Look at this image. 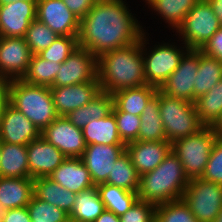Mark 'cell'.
Instances as JSON below:
<instances>
[{
    "label": "cell",
    "mask_w": 222,
    "mask_h": 222,
    "mask_svg": "<svg viewBox=\"0 0 222 222\" xmlns=\"http://www.w3.org/2000/svg\"><path fill=\"white\" fill-rule=\"evenodd\" d=\"M129 7L127 0H97L80 20L78 46L98 58L138 42L147 27Z\"/></svg>",
    "instance_id": "6da1fadb"
},
{
    "label": "cell",
    "mask_w": 222,
    "mask_h": 222,
    "mask_svg": "<svg viewBox=\"0 0 222 222\" xmlns=\"http://www.w3.org/2000/svg\"><path fill=\"white\" fill-rule=\"evenodd\" d=\"M97 79L101 91H117L147 84L141 39L124 48L111 50L98 57Z\"/></svg>",
    "instance_id": "7a4b0ae2"
},
{
    "label": "cell",
    "mask_w": 222,
    "mask_h": 222,
    "mask_svg": "<svg viewBox=\"0 0 222 222\" xmlns=\"http://www.w3.org/2000/svg\"><path fill=\"white\" fill-rule=\"evenodd\" d=\"M188 182L182 163L171 150L154 170L140 176L138 200L157 206L182 199Z\"/></svg>",
    "instance_id": "3957f363"
},
{
    "label": "cell",
    "mask_w": 222,
    "mask_h": 222,
    "mask_svg": "<svg viewBox=\"0 0 222 222\" xmlns=\"http://www.w3.org/2000/svg\"><path fill=\"white\" fill-rule=\"evenodd\" d=\"M7 83L8 103L30 120L40 132L59 116L50 87L29 84L22 79Z\"/></svg>",
    "instance_id": "277c9868"
},
{
    "label": "cell",
    "mask_w": 222,
    "mask_h": 222,
    "mask_svg": "<svg viewBox=\"0 0 222 222\" xmlns=\"http://www.w3.org/2000/svg\"><path fill=\"white\" fill-rule=\"evenodd\" d=\"M149 35L145 31L141 37L144 73L147 85L155 86L159 89L177 69L181 58L189 48L177 40V38L174 40L171 38L167 42L160 40L161 42L156 41L155 43V41L149 40L151 37Z\"/></svg>",
    "instance_id": "5b68a950"
},
{
    "label": "cell",
    "mask_w": 222,
    "mask_h": 222,
    "mask_svg": "<svg viewBox=\"0 0 222 222\" xmlns=\"http://www.w3.org/2000/svg\"><path fill=\"white\" fill-rule=\"evenodd\" d=\"M218 136L212 126H204L198 132L171 143V150L182 163L188 179L201 178Z\"/></svg>",
    "instance_id": "8992f818"
},
{
    "label": "cell",
    "mask_w": 222,
    "mask_h": 222,
    "mask_svg": "<svg viewBox=\"0 0 222 222\" xmlns=\"http://www.w3.org/2000/svg\"><path fill=\"white\" fill-rule=\"evenodd\" d=\"M159 109L166 140L170 143L194 134L205 126L198 117L194 103L166 96L160 91Z\"/></svg>",
    "instance_id": "52a82bcc"
},
{
    "label": "cell",
    "mask_w": 222,
    "mask_h": 222,
    "mask_svg": "<svg viewBox=\"0 0 222 222\" xmlns=\"http://www.w3.org/2000/svg\"><path fill=\"white\" fill-rule=\"evenodd\" d=\"M219 28V20L211 5L207 0H199L171 35L189 49L200 50Z\"/></svg>",
    "instance_id": "ba28073f"
},
{
    "label": "cell",
    "mask_w": 222,
    "mask_h": 222,
    "mask_svg": "<svg viewBox=\"0 0 222 222\" xmlns=\"http://www.w3.org/2000/svg\"><path fill=\"white\" fill-rule=\"evenodd\" d=\"M182 199L198 222H213L222 209V185L189 179Z\"/></svg>",
    "instance_id": "9c48e42d"
},
{
    "label": "cell",
    "mask_w": 222,
    "mask_h": 222,
    "mask_svg": "<svg viewBox=\"0 0 222 222\" xmlns=\"http://www.w3.org/2000/svg\"><path fill=\"white\" fill-rule=\"evenodd\" d=\"M200 63V50L189 49L181 58L177 69L158 89L172 98L194 103V81Z\"/></svg>",
    "instance_id": "30bf717a"
},
{
    "label": "cell",
    "mask_w": 222,
    "mask_h": 222,
    "mask_svg": "<svg viewBox=\"0 0 222 222\" xmlns=\"http://www.w3.org/2000/svg\"><path fill=\"white\" fill-rule=\"evenodd\" d=\"M98 58L85 48L77 47L55 76L51 87L70 86L97 79Z\"/></svg>",
    "instance_id": "8fae6325"
},
{
    "label": "cell",
    "mask_w": 222,
    "mask_h": 222,
    "mask_svg": "<svg viewBox=\"0 0 222 222\" xmlns=\"http://www.w3.org/2000/svg\"><path fill=\"white\" fill-rule=\"evenodd\" d=\"M32 55L24 38L0 36V81L22 79Z\"/></svg>",
    "instance_id": "7c38bea8"
},
{
    "label": "cell",
    "mask_w": 222,
    "mask_h": 222,
    "mask_svg": "<svg viewBox=\"0 0 222 222\" xmlns=\"http://www.w3.org/2000/svg\"><path fill=\"white\" fill-rule=\"evenodd\" d=\"M41 136L68 158H81L87 146L82 129L72 124L65 116H58L41 132Z\"/></svg>",
    "instance_id": "4fadbf2b"
},
{
    "label": "cell",
    "mask_w": 222,
    "mask_h": 222,
    "mask_svg": "<svg viewBox=\"0 0 222 222\" xmlns=\"http://www.w3.org/2000/svg\"><path fill=\"white\" fill-rule=\"evenodd\" d=\"M36 18L58 36H78L80 19L64 0H37Z\"/></svg>",
    "instance_id": "5bb4252c"
},
{
    "label": "cell",
    "mask_w": 222,
    "mask_h": 222,
    "mask_svg": "<svg viewBox=\"0 0 222 222\" xmlns=\"http://www.w3.org/2000/svg\"><path fill=\"white\" fill-rule=\"evenodd\" d=\"M37 0H18L0 5V36L24 38L36 19Z\"/></svg>",
    "instance_id": "9a60e30c"
},
{
    "label": "cell",
    "mask_w": 222,
    "mask_h": 222,
    "mask_svg": "<svg viewBox=\"0 0 222 222\" xmlns=\"http://www.w3.org/2000/svg\"><path fill=\"white\" fill-rule=\"evenodd\" d=\"M126 151V144L87 145L81 159L95 186L105 183L113 169L115 161Z\"/></svg>",
    "instance_id": "2e32d148"
},
{
    "label": "cell",
    "mask_w": 222,
    "mask_h": 222,
    "mask_svg": "<svg viewBox=\"0 0 222 222\" xmlns=\"http://www.w3.org/2000/svg\"><path fill=\"white\" fill-rule=\"evenodd\" d=\"M50 91L59 116H66L73 110L83 107L100 92L98 79L70 86L50 87Z\"/></svg>",
    "instance_id": "e0dca14e"
},
{
    "label": "cell",
    "mask_w": 222,
    "mask_h": 222,
    "mask_svg": "<svg viewBox=\"0 0 222 222\" xmlns=\"http://www.w3.org/2000/svg\"><path fill=\"white\" fill-rule=\"evenodd\" d=\"M41 132L20 111L9 103L0 120V140L4 143L28 145L38 139Z\"/></svg>",
    "instance_id": "ac0fdd59"
},
{
    "label": "cell",
    "mask_w": 222,
    "mask_h": 222,
    "mask_svg": "<svg viewBox=\"0 0 222 222\" xmlns=\"http://www.w3.org/2000/svg\"><path fill=\"white\" fill-rule=\"evenodd\" d=\"M67 157L42 136L27 145L30 178L50 176Z\"/></svg>",
    "instance_id": "d6986e66"
},
{
    "label": "cell",
    "mask_w": 222,
    "mask_h": 222,
    "mask_svg": "<svg viewBox=\"0 0 222 222\" xmlns=\"http://www.w3.org/2000/svg\"><path fill=\"white\" fill-rule=\"evenodd\" d=\"M171 151V143L165 141H132L126 144L132 164L139 176L154 170Z\"/></svg>",
    "instance_id": "ffe728a7"
},
{
    "label": "cell",
    "mask_w": 222,
    "mask_h": 222,
    "mask_svg": "<svg viewBox=\"0 0 222 222\" xmlns=\"http://www.w3.org/2000/svg\"><path fill=\"white\" fill-rule=\"evenodd\" d=\"M48 178L76 194L96 187L81 158L67 157Z\"/></svg>",
    "instance_id": "44dd1931"
},
{
    "label": "cell",
    "mask_w": 222,
    "mask_h": 222,
    "mask_svg": "<svg viewBox=\"0 0 222 222\" xmlns=\"http://www.w3.org/2000/svg\"><path fill=\"white\" fill-rule=\"evenodd\" d=\"M146 3L145 8L150 10V14L157 20L161 19L167 25L165 28L172 30L174 33L176 29L182 24L186 14L193 8L199 0H142ZM148 5V6H147ZM154 13V14H153ZM170 28V29H169Z\"/></svg>",
    "instance_id": "7402d4cb"
},
{
    "label": "cell",
    "mask_w": 222,
    "mask_h": 222,
    "mask_svg": "<svg viewBox=\"0 0 222 222\" xmlns=\"http://www.w3.org/2000/svg\"><path fill=\"white\" fill-rule=\"evenodd\" d=\"M34 196V179L0 176V203L8 209L26 207Z\"/></svg>",
    "instance_id": "603a6c76"
},
{
    "label": "cell",
    "mask_w": 222,
    "mask_h": 222,
    "mask_svg": "<svg viewBox=\"0 0 222 222\" xmlns=\"http://www.w3.org/2000/svg\"><path fill=\"white\" fill-rule=\"evenodd\" d=\"M158 88L151 85L123 89L113 93L112 112H126L140 116L149 100L157 93Z\"/></svg>",
    "instance_id": "cb8c5ba5"
},
{
    "label": "cell",
    "mask_w": 222,
    "mask_h": 222,
    "mask_svg": "<svg viewBox=\"0 0 222 222\" xmlns=\"http://www.w3.org/2000/svg\"><path fill=\"white\" fill-rule=\"evenodd\" d=\"M0 176L10 178H30L27 145L2 142Z\"/></svg>",
    "instance_id": "d4e9b609"
},
{
    "label": "cell",
    "mask_w": 222,
    "mask_h": 222,
    "mask_svg": "<svg viewBox=\"0 0 222 222\" xmlns=\"http://www.w3.org/2000/svg\"><path fill=\"white\" fill-rule=\"evenodd\" d=\"M34 195L40 200L59 207L69 215L74 208L77 196L75 192L65 189L48 177L34 179Z\"/></svg>",
    "instance_id": "484cf974"
},
{
    "label": "cell",
    "mask_w": 222,
    "mask_h": 222,
    "mask_svg": "<svg viewBox=\"0 0 222 222\" xmlns=\"http://www.w3.org/2000/svg\"><path fill=\"white\" fill-rule=\"evenodd\" d=\"M113 95L101 91L94 99L83 107H79L70 112L65 117L76 127L83 128L94 119H101L112 112Z\"/></svg>",
    "instance_id": "4316f807"
},
{
    "label": "cell",
    "mask_w": 222,
    "mask_h": 222,
    "mask_svg": "<svg viewBox=\"0 0 222 222\" xmlns=\"http://www.w3.org/2000/svg\"><path fill=\"white\" fill-rule=\"evenodd\" d=\"M86 145L91 144H125L118 133L113 112L101 119H94L82 128Z\"/></svg>",
    "instance_id": "83f0119b"
},
{
    "label": "cell",
    "mask_w": 222,
    "mask_h": 222,
    "mask_svg": "<svg viewBox=\"0 0 222 222\" xmlns=\"http://www.w3.org/2000/svg\"><path fill=\"white\" fill-rule=\"evenodd\" d=\"M138 141H165L166 135L160 117L159 90L149 100L140 115Z\"/></svg>",
    "instance_id": "f1b7e54d"
},
{
    "label": "cell",
    "mask_w": 222,
    "mask_h": 222,
    "mask_svg": "<svg viewBox=\"0 0 222 222\" xmlns=\"http://www.w3.org/2000/svg\"><path fill=\"white\" fill-rule=\"evenodd\" d=\"M105 210L96 187L77 193L69 219L75 222H94Z\"/></svg>",
    "instance_id": "f546056e"
},
{
    "label": "cell",
    "mask_w": 222,
    "mask_h": 222,
    "mask_svg": "<svg viewBox=\"0 0 222 222\" xmlns=\"http://www.w3.org/2000/svg\"><path fill=\"white\" fill-rule=\"evenodd\" d=\"M96 188L105 210L113 212L119 217L125 214L138 200L137 192L127 191L114 185L102 183L98 184Z\"/></svg>",
    "instance_id": "4dcf8cb0"
},
{
    "label": "cell",
    "mask_w": 222,
    "mask_h": 222,
    "mask_svg": "<svg viewBox=\"0 0 222 222\" xmlns=\"http://www.w3.org/2000/svg\"><path fill=\"white\" fill-rule=\"evenodd\" d=\"M194 81V102L222 79V61L200 51V63Z\"/></svg>",
    "instance_id": "1f68e13d"
},
{
    "label": "cell",
    "mask_w": 222,
    "mask_h": 222,
    "mask_svg": "<svg viewBox=\"0 0 222 222\" xmlns=\"http://www.w3.org/2000/svg\"><path fill=\"white\" fill-rule=\"evenodd\" d=\"M194 104L200 121L205 126H213L222 115V79Z\"/></svg>",
    "instance_id": "d6a6232c"
},
{
    "label": "cell",
    "mask_w": 222,
    "mask_h": 222,
    "mask_svg": "<svg viewBox=\"0 0 222 222\" xmlns=\"http://www.w3.org/2000/svg\"><path fill=\"white\" fill-rule=\"evenodd\" d=\"M140 176L137 173L129 154L125 151L115 161L105 183L123 188L127 191L138 192Z\"/></svg>",
    "instance_id": "836d02e7"
},
{
    "label": "cell",
    "mask_w": 222,
    "mask_h": 222,
    "mask_svg": "<svg viewBox=\"0 0 222 222\" xmlns=\"http://www.w3.org/2000/svg\"><path fill=\"white\" fill-rule=\"evenodd\" d=\"M60 67L61 63L51 62L33 54L22 80L33 85L51 87Z\"/></svg>",
    "instance_id": "e575fe53"
},
{
    "label": "cell",
    "mask_w": 222,
    "mask_h": 222,
    "mask_svg": "<svg viewBox=\"0 0 222 222\" xmlns=\"http://www.w3.org/2000/svg\"><path fill=\"white\" fill-rule=\"evenodd\" d=\"M31 222H69V214L35 195L27 205Z\"/></svg>",
    "instance_id": "d590c367"
},
{
    "label": "cell",
    "mask_w": 222,
    "mask_h": 222,
    "mask_svg": "<svg viewBox=\"0 0 222 222\" xmlns=\"http://www.w3.org/2000/svg\"><path fill=\"white\" fill-rule=\"evenodd\" d=\"M155 222H198L183 199L157 205Z\"/></svg>",
    "instance_id": "8d00e7d4"
},
{
    "label": "cell",
    "mask_w": 222,
    "mask_h": 222,
    "mask_svg": "<svg viewBox=\"0 0 222 222\" xmlns=\"http://www.w3.org/2000/svg\"><path fill=\"white\" fill-rule=\"evenodd\" d=\"M57 37V34H55L47 25L40 22L36 18L30 23L24 39L32 54H38L39 52L50 47Z\"/></svg>",
    "instance_id": "74e56055"
},
{
    "label": "cell",
    "mask_w": 222,
    "mask_h": 222,
    "mask_svg": "<svg viewBox=\"0 0 222 222\" xmlns=\"http://www.w3.org/2000/svg\"><path fill=\"white\" fill-rule=\"evenodd\" d=\"M78 47V36H58L50 47L37 55L51 62L64 63Z\"/></svg>",
    "instance_id": "f35d334b"
},
{
    "label": "cell",
    "mask_w": 222,
    "mask_h": 222,
    "mask_svg": "<svg viewBox=\"0 0 222 222\" xmlns=\"http://www.w3.org/2000/svg\"><path fill=\"white\" fill-rule=\"evenodd\" d=\"M115 115L117 129L121 140L127 144L138 140L140 128V116L131 115L126 112H113Z\"/></svg>",
    "instance_id": "ab89813d"
},
{
    "label": "cell",
    "mask_w": 222,
    "mask_h": 222,
    "mask_svg": "<svg viewBox=\"0 0 222 222\" xmlns=\"http://www.w3.org/2000/svg\"><path fill=\"white\" fill-rule=\"evenodd\" d=\"M201 178L222 185V136H218L210 152L205 171Z\"/></svg>",
    "instance_id": "60d3db41"
},
{
    "label": "cell",
    "mask_w": 222,
    "mask_h": 222,
    "mask_svg": "<svg viewBox=\"0 0 222 222\" xmlns=\"http://www.w3.org/2000/svg\"><path fill=\"white\" fill-rule=\"evenodd\" d=\"M154 204L137 200L131 208L122 216L121 222H155Z\"/></svg>",
    "instance_id": "b9f144b4"
},
{
    "label": "cell",
    "mask_w": 222,
    "mask_h": 222,
    "mask_svg": "<svg viewBox=\"0 0 222 222\" xmlns=\"http://www.w3.org/2000/svg\"><path fill=\"white\" fill-rule=\"evenodd\" d=\"M204 54L222 61V27L200 49Z\"/></svg>",
    "instance_id": "7bdbcfd3"
},
{
    "label": "cell",
    "mask_w": 222,
    "mask_h": 222,
    "mask_svg": "<svg viewBox=\"0 0 222 222\" xmlns=\"http://www.w3.org/2000/svg\"><path fill=\"white\" fill-rule=\"evenodd\" d=\"M97 0H64V3L80 20L90 11Z\"/></svg>",
    "instance_id": "ee69618b"
},
{
    "label": "cell",
    "mask_w": 222,
    "mask_h": 222,
    "mask_svg": "<svg viewBox=\"0 0 222 222\" xmlns=\"http://www.w3.org/2000/svg\"><path fill=\"white\" fill-rule=\"evenodd\" d=\"M3 222H31L27 206L22 208L8 209L7 215Z\"/></svg>",
    "instance_id": "f6af8a7d"
},
{
    "label": "cell",
    "mask_w": 222,
    "mask_h": 222,
    "mask_svg": "<svg viewBox=\"0 0 222 222\" xmlns=\"http://www.w3.org/2000/svg\"><path fill=\"white\" fill-rule=\"evenodd\" d=\"M8 104V83L7 81H0V120L4 108Z\"/></svg>",
    "instance_id": "bcb514c9"
},
{
    "label": "cell",
    "mask_w": 222,
    "mask_h": 222,
    "mask_svg": "<svg viewBox=\"0 0 222 222\" xmlns=\"http://www.w3.org/2000/svg\"><path fill=\"white\" fill-rule=\"evenodd\" d=\"M94 222H121L120 217L110 212L108 210H104Z\"/></svg>",
    "instance_id": "7dc6e473"
},
{
    "label": "cell",
    "mask_w": 222,
    "mask_h": 222,
    "mask_svg": "<svg viewBox=\"0 0 222 222\" xmlns=\"http://www.w3.org/2000/svg\"><path fill=\"white\" fill-rule=\"evenodd\" d=\"M211 5L213 12L219 20V25L222 27V0H207Z\"/></svg>",
    "instance_id": "c3c4849f"
},
{
    "label": "cell",
    "mask_w": 222,
    "mask_h": 222,
    "mask_svg": "<svg viewBox=\"0 0 222 222\" xmlns=\"http://www.w3.org/2000/svg\"><path fill=\"white\" fill-rule=\"evenodd\" d=\"M212 128L220 135L222 136V115L218 119V121L212 126Z\"/></svg>",
    "instance_id": "681fc988"
},
{
    "label": "cell",
    "mask_w": 222,
    "mask_h": 222,
    "mask_svg": "<svg viewBox=\"0 0 222 222\" xmlns=\"http://www.w3.org/2000/svg\"><path fill=\"white\" fill-rule=\"evenodd\" d=\"M7 215V209L5 208L4 205H2L0 203V222H3L4 218L6 217Z\"/></svg>",
    "instance_id": "f907efd6"
},
{
    "label": "cell",
    "mask_w": 222,
    "mask_h": 222,
    "mask_svg": "<svg viewBox=\"0 0 222 222\" xmlns=\"http://www.w3.org/2000/svg\"><path fill=\"white\" fill-rule=\"evenodd\" d=\"M213 222H222V209Z\"/></svg>",
    "instance_id": "816d5d0a"
},
{
    "label": "cell",
    "mask_w": 222,
    "mask_h": 222,
    "mask_svg": "<svg viewBox=\"0 0 222 222\" xmlns=\"http://www.w3.org/2000/svg\"><path fill=\"white\" fill-rule=\"evenodd\" d=\"M18 0H0V5H6L9 4L10 2H15Z\"/></svg>",
    "instance_id": "f5cc1de1"
},
{
    "label": "cell",
    "mask_w": 222,
    "mask_h": 222,
    "mask_svg": "<svg viewBox=\"0 0 222 222\" xmlns=\"http://www.w3.org/2000/svg\"><path fill=\"white\" fill-rule=\"evenodd\" d=\"M1 147H2V142L0 140V155H1Z\"/></svg>",
    "instance_id": "db71d44e"
}]
</instances>
